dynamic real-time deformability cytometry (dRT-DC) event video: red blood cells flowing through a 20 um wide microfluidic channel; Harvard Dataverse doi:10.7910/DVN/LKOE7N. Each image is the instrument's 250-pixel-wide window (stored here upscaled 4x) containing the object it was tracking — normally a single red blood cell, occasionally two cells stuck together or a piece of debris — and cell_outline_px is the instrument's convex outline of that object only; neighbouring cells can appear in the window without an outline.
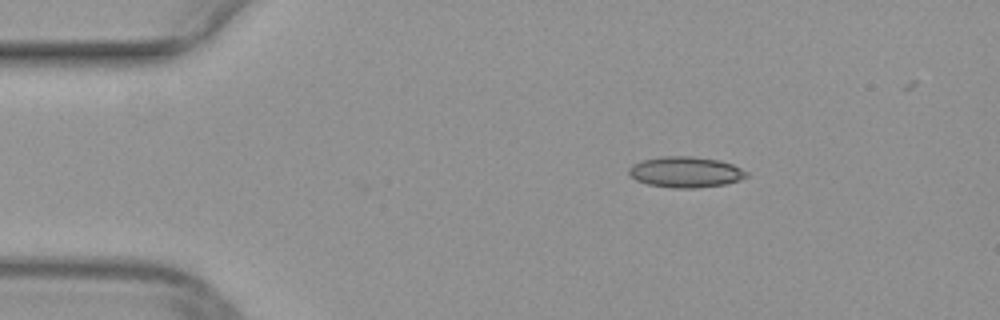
{"species": "common noctule bat (a hibernating species)", "species_latin": "Nyctalus noctula", "temperature_condition": "warm", "stored_images_in_passage": 2, "camera_frame_rate_fps": 3000, "um_per_image_px": 0.085, "animal": {"sex": "female", "body_mass_g": 29.2, "forearm_length_mm": 56.3}, "frame": {"image": 1, "passage_image": 2, "time_ms": 0.333, "image_size_px": [1000, 320], "cell_outline_px": [[748, 176], [740, 180], [724, 184], [696, 188], [672, 188], [648, 184], [636, 180], [628, 172], [628, 168], [632, 164], [644, 160], [660, 156], [692, 156], [720, 160], [732, 164], [748, 172]], "centroid_in_image_um": [58.28, 14.62], "position_along_channel_um": 26.7, "area_um2": 21.15}}